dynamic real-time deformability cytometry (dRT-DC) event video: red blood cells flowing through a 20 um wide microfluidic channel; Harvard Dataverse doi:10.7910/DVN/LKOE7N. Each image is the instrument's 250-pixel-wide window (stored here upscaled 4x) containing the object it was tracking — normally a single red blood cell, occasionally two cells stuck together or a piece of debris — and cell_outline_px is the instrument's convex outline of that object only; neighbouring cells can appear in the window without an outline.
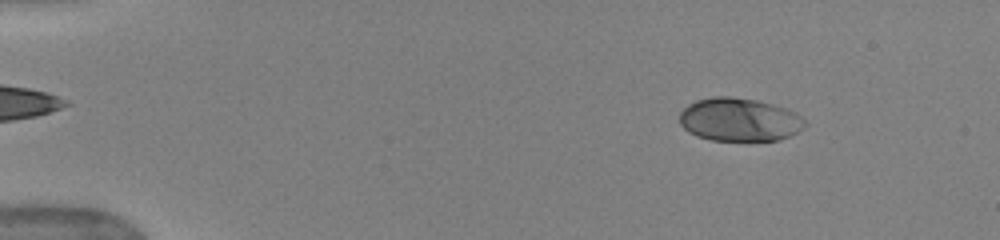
{"species": "human", "species_latin": "Homo sapiens", "temperature_condition": "warm", "stored_images_in_passage": 51, "camera_frame_rate_fps": 3000, "um_per_image_px": 0.085, "donor": {"sex": "female"}, "frame": {"image": 1, "passage_image": 6, "time_ms": 1.667, "image_size_px": [1000, 240], "cell_outline_px": [[808, 124], [796, 132], [788, 136], [776, 140], [712, 140], [696, 136], [688, 132], [680, 124], [680, 112], [688, 104], [696, 100], [712, 96], [732, 96], [756, 100], [788, 108], [796, 112]], "centroid_in_image_um": [62.83, 10.15], "position_along_channel_um": 22.2, "area_um2": 31.67}}
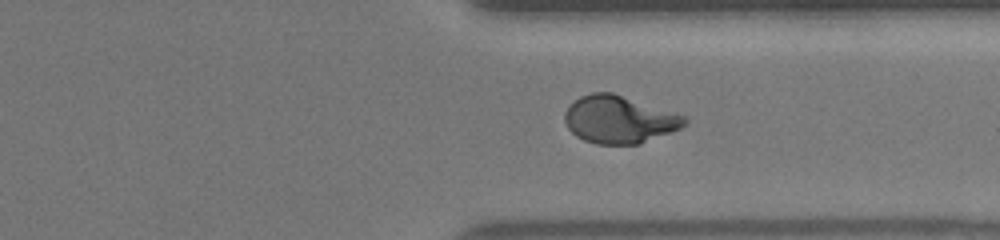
{"frame": {"image": 2, "passage_image": 39, "time_ms": 12.667, "image_size_px": [1000, 240], "cell_outline_px": [[688, 120], [680, 128], [672, 132], [640, 144], [596, 144], [584, 140], [576, 136], [568, 128], [564, 120], [564, 112], [568, 104], [580, 96], [592, 92], [612, 92], [684, 116]], "centroid_in_image_um": [52.58, 10.16], "position_along_channel_um": 358.8, "area_um2": 33.12}}
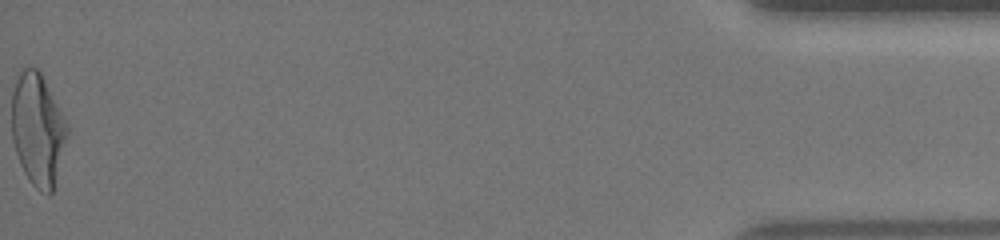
{"frame": {"image": 3, "passage_image": 51, "time_ms": 16.667, "image_size_px": [1000, 240], "cell_outline_px": [[68, 136], [52, 192], [48, 196], [40, 192], [32, 184], [24, 172], [20, 164], [12, 140], [12, 92], [20, 68], [36, 68], [40, 72], [68, 124]], "centroid_in_image_um": [3.2, 11.02], "position_along_channel_um": 432.0, "area_um2": 36.24}, "authors_computed_cell_mechanics": {"area_um2": 32.2524, "velocity_mm_per_s": 3.9711, "shape_relaxation_time_tau1_ms": 4.2705, "shape_relaxation_time_tau2_ms": null, "deformation_change_tau1": 0.198, "deformation_change_tau2": null}}